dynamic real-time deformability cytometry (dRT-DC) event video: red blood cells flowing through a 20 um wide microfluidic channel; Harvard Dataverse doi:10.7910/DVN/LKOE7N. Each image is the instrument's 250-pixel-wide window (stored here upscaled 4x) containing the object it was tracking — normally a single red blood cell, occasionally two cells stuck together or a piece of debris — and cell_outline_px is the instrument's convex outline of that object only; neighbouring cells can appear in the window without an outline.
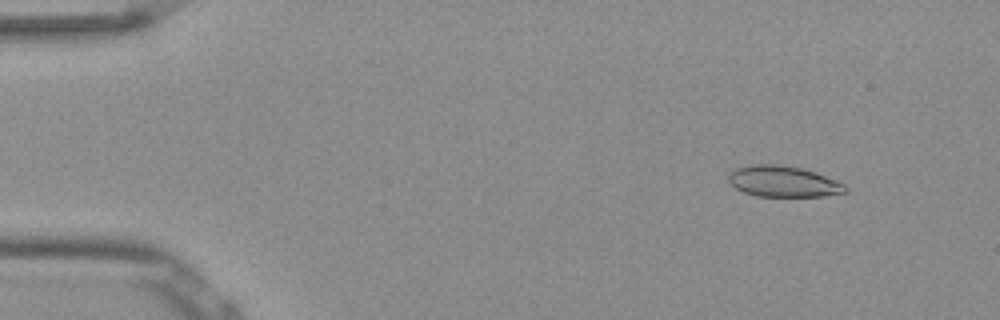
{"species": "Egyptian fruit bat (a non-hibernating species)", "species_latin": "Rousettus aegyptiacus", "temperature_condition": "room temperature", "stored_images_in_passage": 53, "camera_frame_rate_fps": 3000, "um_per_image_px": 0.085, "frame": {"image": 1, "passage_image": 6, "time_ms": 1.667, "image_size_px": [1000, 320], "cell_outline_px": [[848, 192], [820, 196], [756, 196], [744, 192], [736, 188], [728, 180], [728, 176], [736, 168], [752, 164], [780, 164], [800, 168], [816, 172], [844, 184], [848, 188]], "centroid_in_image_um": [66.58, 15.42], "position_along_channel_um": 18.4, "area_um2": 20.98}}
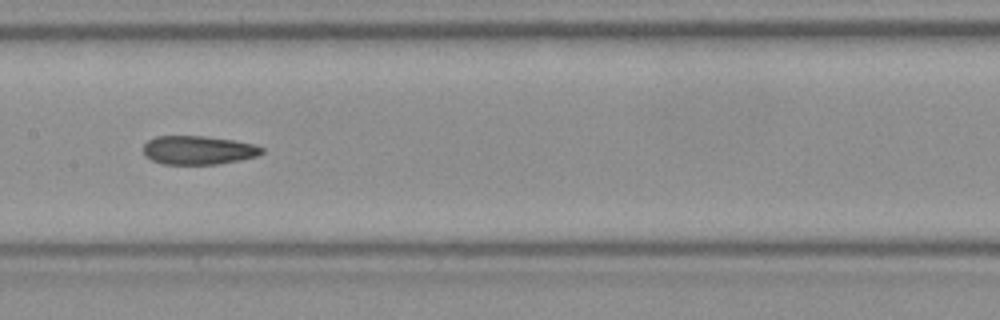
{"frame": {"image": 2, "passage_image": 27, "time_ms": 8.667, "image_size_px": [1000, 320], "cell_outline_px": [[264, 152], [256, 156], [240, 160], [216, 164], [164, 164], [152, 160], [144, 156], [144, 144], [148, 140], [156, 136], [204, 136], [236, 140], [256, 144], [264, 148]], "centroid_in_image_um": [16.88, 12.75], "position_along_channel_um": 190.5, "area_um2": 19.94}}
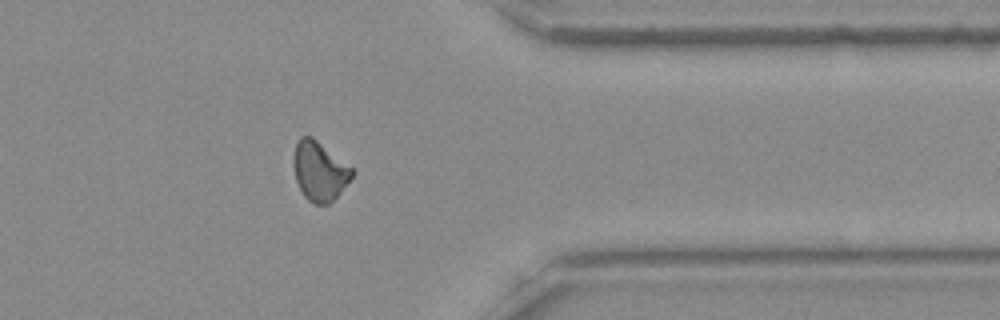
{"frame": {"image": 3, "passage_image": 43, "time_ms": 14.0, "image_size_px": [1000, 320], "cell_outline_px": [[356, 172], [340, 192], [328, 204], [316, 204], [308, 200], [304, 196], [296, 180], [292, 164], [292, 160], [296, 144], [300, 136], [312, 136], [352, 168]], "centroid_in_image_um": [27.14, 14.53], "position_along_channel_um": 384.3, "area_um2": 20.06}, "authors_computed_cell_mechanics": {"area_um2": 20.4034, "velocity_mm_per_s": 3.8568, "shape_relaxation_time_tau1_ms": null, "shape_relaxation_time_tau2_ms": 5.772, "deformation_change_tau1": null, "deformation_change_tau2": 0.1269}}